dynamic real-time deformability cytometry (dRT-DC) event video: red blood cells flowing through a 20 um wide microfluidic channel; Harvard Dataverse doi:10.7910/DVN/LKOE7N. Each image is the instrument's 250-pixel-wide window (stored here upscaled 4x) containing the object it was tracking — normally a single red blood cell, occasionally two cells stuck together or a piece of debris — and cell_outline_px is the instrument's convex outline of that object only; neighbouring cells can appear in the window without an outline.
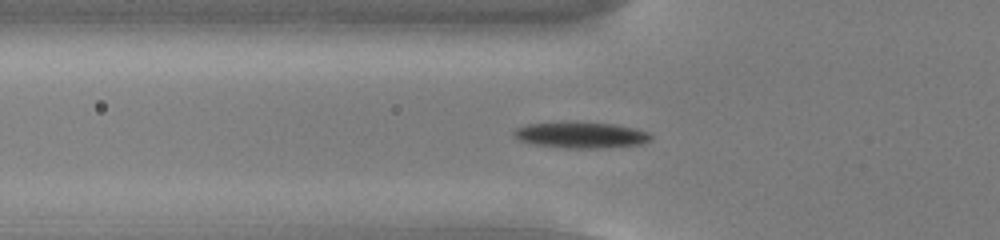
{"species": "common noctule bat (a hibernating species)", "species_latin": "Nyctalus noctula", "temperature_condition": "cold", "stored_images_in_passage": 56, "camera_frame_rate_fps": 3000, "um_per_image_px": 0.085, "animal": {"sex": "male", "body_mass_g": 13.0, "forearm_length_mm": 53.1}, "frame": {"image": 1, "passage_image": 20, "time_ms": 6.333, "image_size_px": [1000, 240], "cell_outline_px": [[652, 140], [640, 144], [600, 148], [568, 148], [536, 144], [520, 140], [512, 136], [512, 132], [516, 128], [528, 124], [612, 124], [636, 128], [648, 132], [652, 136]], "centroid_in_image_um": [49.42, 11.51], "position_along_channel_um": 76.4, "area_um2": 19.94}}
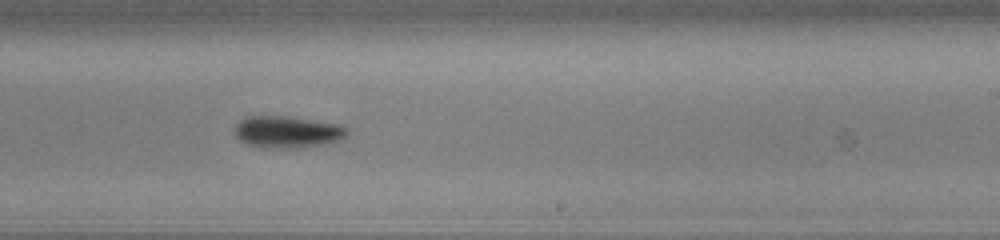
{"frame": {"image": 2, "passage_image": 35, "time_ms": 11.333, "image_size_px": [1000, 240], "cell_outline_px": [[348, 136], [340, 140], [324, 144], [304, 148], [260, 148], [248, 144], [240, 140], [232, 132], [236, 124], [244, 116], [284, 116], [340, 124], [348, 128]], "centroid_in_image_um": [24.41, 11.22], "position_along_channel_um": 264.6, "area_um2": 21.27}}
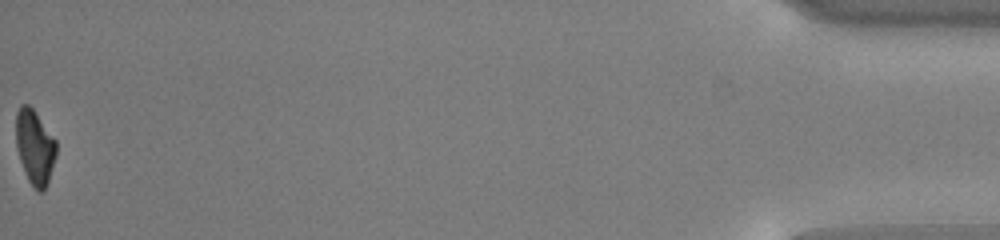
{"frame": {"image": 3, "passage_image": 56, "time_ms": 18.333, "image_size_px": [1000, 240], "cell_outline_px": [[56, 156], [44, 192], [40, 192], [28, 180], [24, 172], [16, 148], [16, 112], [20, 104], [28, 104], [36, 112], [56, 140]], "centroid_in_image_um": [2.95, 12.47], "position_along_channel_um": 432.3, "area_um2": 17.51}, "authors_computed_cell_mechanics": {"area_um2": 19.0451, "velocity_mm_per_s": 3.7658, "shape_relaxation_time_tau1_ms": 2.2631, "shape_relaxation_time_tau2_ms": null, "deformation_change_tau1": 0.1384, "deformation_change_tau2": null}}